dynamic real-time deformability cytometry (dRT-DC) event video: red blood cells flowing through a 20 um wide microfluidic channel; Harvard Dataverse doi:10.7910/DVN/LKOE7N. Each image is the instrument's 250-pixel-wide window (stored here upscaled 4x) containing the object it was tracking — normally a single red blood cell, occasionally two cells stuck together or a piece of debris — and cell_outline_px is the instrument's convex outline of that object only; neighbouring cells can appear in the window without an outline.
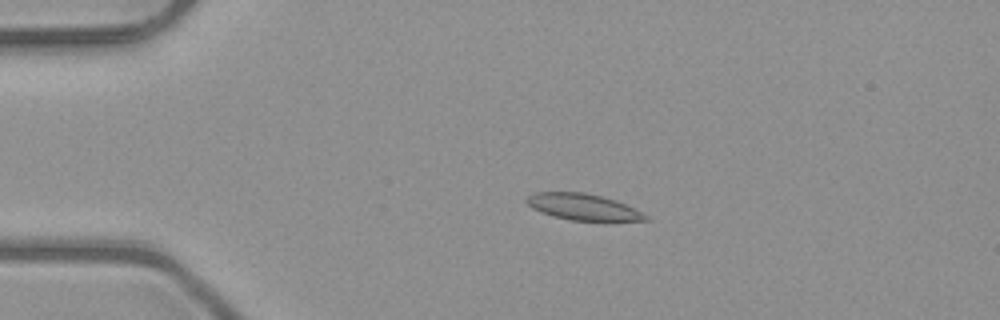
{"species": "common noctule bat (a hibernating species)", "species_latin": "Nyctalus noctula", "temperature_condition": "room temperature", "stored_images_in_passage": 52, "camera_frame_rate_fps": 3000, "um_per_image_px": 0.085, "animal": {"sex": "male", "body_mass_g": 23.1, "forearm_length_mm": 52.7}, "frame": {"image": 1, "passage_image": 12, "time_ms": 3.667, "image_size_px": [1000, 320], "cell_outline_px": [[652, 220], [572, 220], [552, 216], [540, 212], [532, 208], [524, 200], [528, 196], [536, 192], [584, 192], [616, 200], [648, 216]], "centroid_in_image_um": [49.5, 17.58], "position_along_channel_um": 35.5, "area_um2": 17.92}}
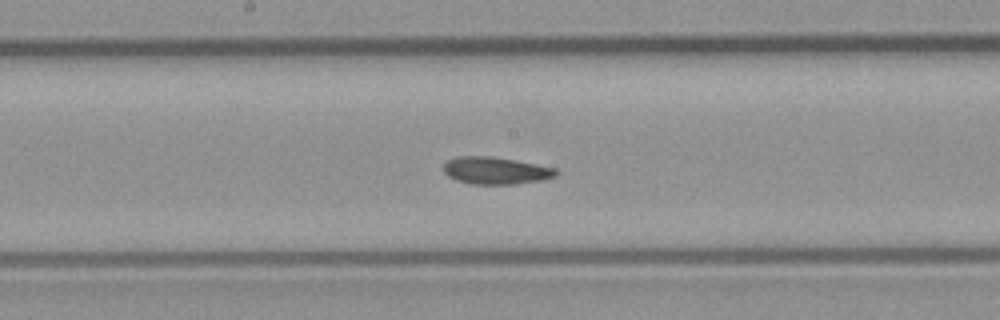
{"frame": {"image": 2, "passage_image": 28, "time_ms": 9.0, "image_size_px": [1000, 320], "cell_outline_px": [[560, 172], [556, 176], [540, 180], [516, 184], [472, 184], [456, 180], [448, 176], [444, 172], [444, 164], [448, 160], [456, 156], [492, 156], [536, 164], [556, 168]], "centroid_in_image_um": [42.14, 14.5], "position_along_channel_um": 206.1, "area_um2": 17.86}}
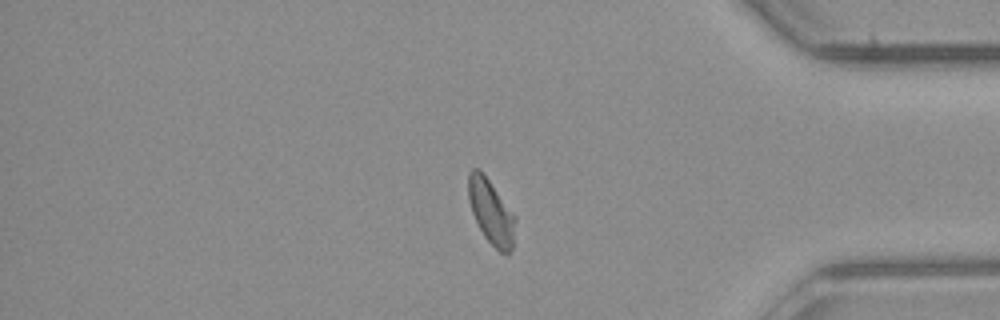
{"frame": {"image": 3, "passage_image": 44, "time_ms": 14.333, "image_size_px": [1000, 320], "cell_outline_px": [[516, 220], [512, 248], [508, 252], [500, 252], [484, 236], [472, 212], [468, 196], [468, 172], [472, 168], [480, 168], [516, 216]], "centroid_in_image_um": [41.74, 17.95], "position_along_channel_um": 393.5, "area_um2": 17.51}, "authors_computed_cell_mechanics": {"area_um2": 18.0047, "velocity_mm_per_s": 4.0051, "shape_relaxation_time_tau1_ms": 10.0341, "shape_relaxation_time_tau2_ms": 2.9157, "deformation_change_tau1": 0.1902, "deformation_change_tau2": 0.0807}}